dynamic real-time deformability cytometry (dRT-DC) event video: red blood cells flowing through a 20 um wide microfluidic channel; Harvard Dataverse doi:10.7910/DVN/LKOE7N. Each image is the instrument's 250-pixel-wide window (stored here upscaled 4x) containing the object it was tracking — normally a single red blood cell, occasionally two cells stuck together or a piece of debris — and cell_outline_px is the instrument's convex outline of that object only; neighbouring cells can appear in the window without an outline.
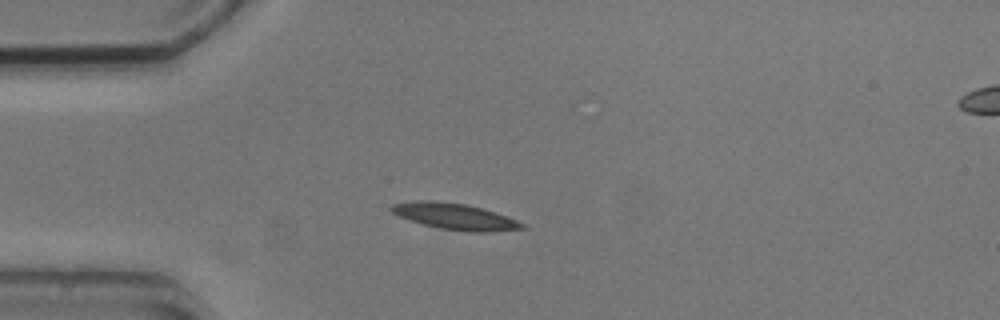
{"species": "common noctule bat (a hibernating species)", "species_latin": "Nyctalus noctula", "temperature_condition": "cold", "stored_images_in_passage": 7, "camera_frame_rate_fps": 3000, "um_per_image_px": 0.085, "animal": {"sex": "male", "body_mass_g": 20.5, "forearm_length_mm": 52.5}, "frame": {"image": 1, "passage_image": 2, "time_ms": 2.333, "image_size_px": [1000, 320], "cell_outline_px": [[528, 228], [484, 232], [468, 232], [440, 228], [408, 220], [392, 212], [392, 204], [420, 200], [428, 200], [464, 204], [480, 208], [508, 216], [524, 224]], "centroid_in_image_um": [38.69, 18.41], "position_along_channel_um": 46.3, "area_um2": 19.59}}